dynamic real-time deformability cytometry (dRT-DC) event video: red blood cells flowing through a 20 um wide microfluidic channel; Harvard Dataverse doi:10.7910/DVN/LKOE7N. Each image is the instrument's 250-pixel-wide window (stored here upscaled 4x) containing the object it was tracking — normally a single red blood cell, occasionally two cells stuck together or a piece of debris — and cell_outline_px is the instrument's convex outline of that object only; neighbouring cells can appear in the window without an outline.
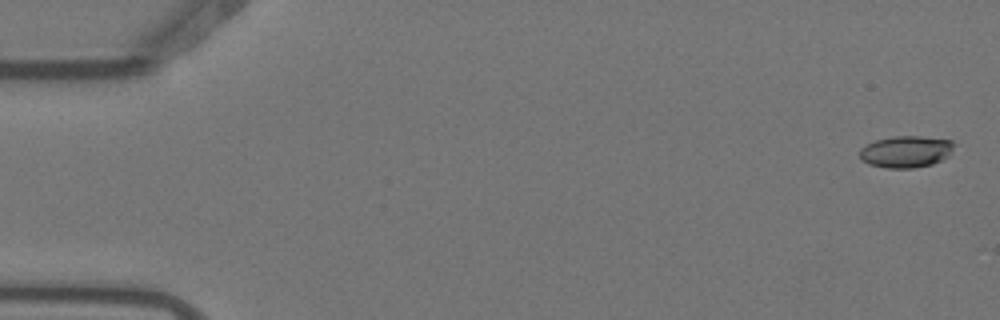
{"species": "Egyptian fruit bat (a non-hibernating species)", "species_latin": "Rousettus aegyptiacus", "temperature_condition": "warm", "stored_images_in_passage": 6, "camera_frame_rate_fps": 3000, "um_per_image_px": 0.085, "animal": {"sex": "female"}, "frame": {"image": 1, "passage_image": 1, "time_ms": 0.0, "image_size_px": [1000, 320], "cell_outline_px": [[952, 148], [948, 156], [932, 164], [912, 168], [888, 168], [868, 164], [860, 160], [860, 148], [876, 140], [892, 136], [920, 136], [952, 140]], "centroid_in_image_um": [76.97, 12.89], "position_along_channel_um": 8.0, "area_um2": 17.34}}
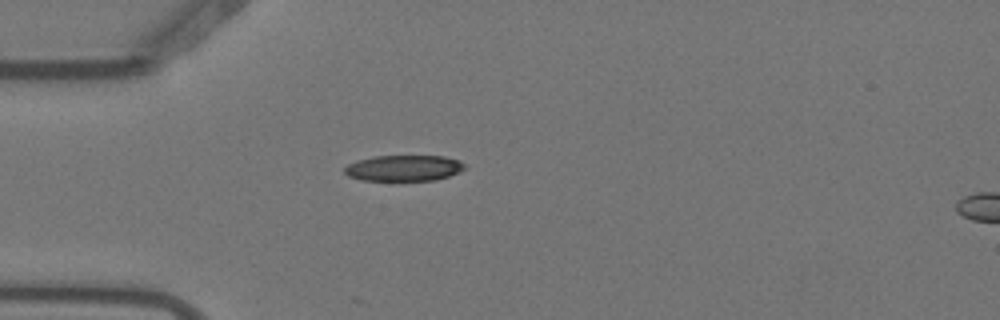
{"frame": {"image": 2, "passage_image": 5, "time_ms": 1.333, "image_size_px": [1000, 320], "cell_outline_px": [[468, 168], [460, 172], [436, 180], [360, 180], [348, 176], [344, 172], [344, 168], [348, 164], [356, 160], [372, 156], [444, 156], [460, 160]], "centroid_in_image_um": [34.34, 14.28], "position_along_channel_um": 50.7, "area_um2": 18.32}}